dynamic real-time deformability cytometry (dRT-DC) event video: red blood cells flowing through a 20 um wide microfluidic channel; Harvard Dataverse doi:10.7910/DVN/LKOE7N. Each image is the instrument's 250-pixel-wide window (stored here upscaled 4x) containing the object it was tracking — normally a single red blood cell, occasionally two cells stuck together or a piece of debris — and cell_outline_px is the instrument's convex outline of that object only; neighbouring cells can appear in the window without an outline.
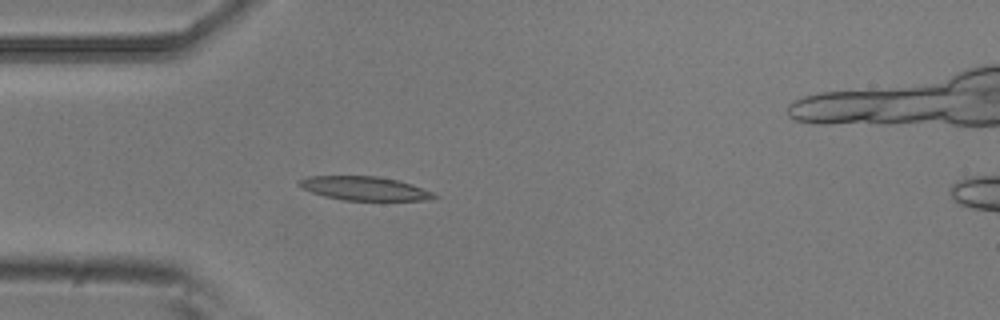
{"species": "common noctule bat (a hibernating species)", "species_latin": "Nyctalus noctula", "temperature_condition": "room temperature", "stored_images_in_passage": 6, "camera_frame_rate_fps": 3000, "um_per_image_px": 0.085, "animal": {"sex": "male", "body_mass_g": 20.5, "forearm_length_mm": 52.5}, "frame": {"image": 1, "passage_image": 5, "time_ms": 1.333, "image_size_px": [1000, 320], "cell_outline_px": [[440, 196], [428, 200], [344, 200], [324, 196], [300, 188], [296, 184], [300, 180], [308, 176], [376, 176], [396, 180], [412, 184], [432, 192]], "centroid_in_image_um": [30.96, 16.01], "position_along_channel_um": 54.0, "area_um2": 18.67}}